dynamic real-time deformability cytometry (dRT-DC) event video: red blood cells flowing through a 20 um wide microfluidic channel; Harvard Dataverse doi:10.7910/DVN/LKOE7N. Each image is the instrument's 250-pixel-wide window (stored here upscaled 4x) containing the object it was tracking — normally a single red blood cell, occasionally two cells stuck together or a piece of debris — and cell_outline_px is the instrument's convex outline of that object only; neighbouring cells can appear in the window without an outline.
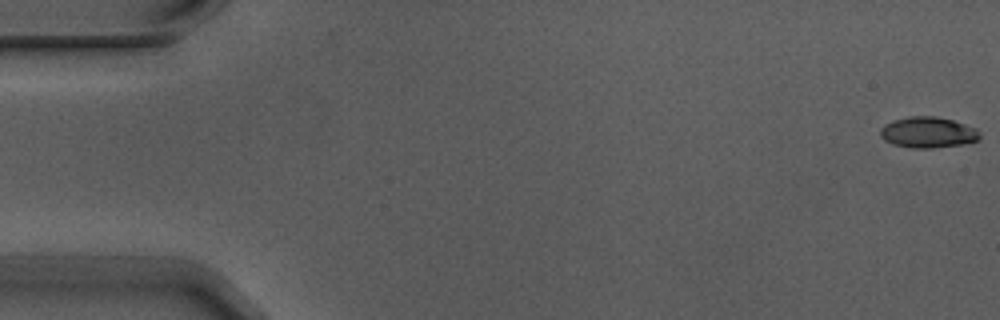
{"species": "Egyptian fruit bat (a non-hibernating species)", "species_latin": "Rousettus aegyptiacus", "temperature_condition": "warm", "stored_images_in_passage": 7, "camera_frame_rate_fps": 3000, "um_per_image_px": 0.085, "animal": {"sex": "male"}, "frame": {"image": 1, "passage_image": 1, "time_ms": 0.0, "image_size_px": [1000, 320], "cell_outline_px": [[980, 140], [964, 144], [932, 148], [912, 148], [892, 144], [884, 140], [880, 136], [880, 128], [884, 124], [896, 120], [912, 116], [936, 116], [952, 120], [976, 128], [980, 132]], "centroid_in_image_um": [78.89, 11.26], "position_along_channel_um": 6.1, "area_um2": 17.98}}
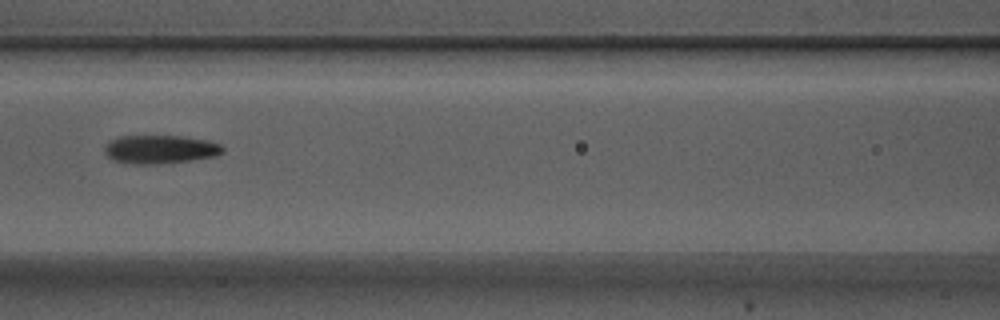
{"frame": {"image": 2, "passage_image": 7, "time_ms": 2.0, "image_size_px": [1000, 320], "cell_outline_px": [[224, 152], [216, 156], [188, 160], [156, 164], [136, 164], [112, 160], [104, 152], [104, 148], [108, 140], [120, 136], [180, 136], [208, 140], [220, 144], [224, 148]], "centroid_in_image_um": [13.59, 12.68], "position_along_channel_um": 153.0, "area_um2": 19.59}}